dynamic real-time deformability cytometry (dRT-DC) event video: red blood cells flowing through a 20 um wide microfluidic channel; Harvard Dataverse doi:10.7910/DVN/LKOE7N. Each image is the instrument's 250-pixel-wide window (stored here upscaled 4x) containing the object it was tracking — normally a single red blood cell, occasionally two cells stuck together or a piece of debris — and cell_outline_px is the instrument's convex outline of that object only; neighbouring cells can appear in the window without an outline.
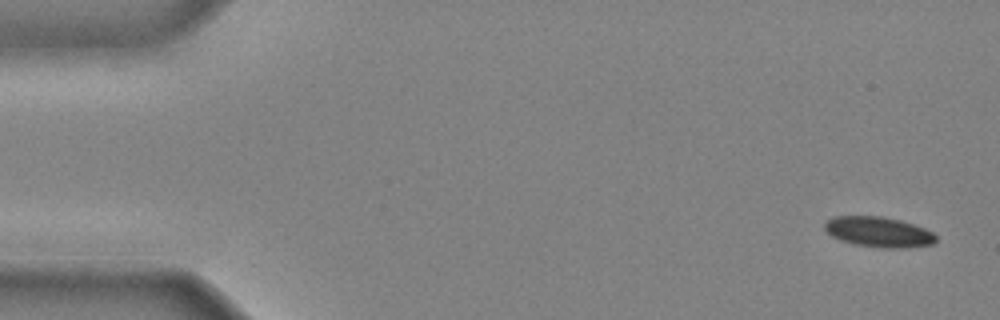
{"species": "common noctule bat (a hibernating species)", "species_latin": "Nyctalus noctula", "temperature_condition": "cold", "stored_images_in_passage": 42, "camera_frame_rate_fps": 3000, "um_per_image_px": 0.085, "animal": {"sex": "male", "body_mass_g": 20.4}, "frame": {"image": 1, "passage_image": 1, "time_ms": 0.0, "image_size_px": [1000, 320], "cell_outline_px": [[936, 240], [932, 244], [896, 248], [884, 248], [856, 244], [840, 240], [832, 236], [824, 228], [824, 224], [832, 216], [884, 216], [900, 220], [924, 228], [932, 232], [936, 236]], "centroid_in_image_um": [74.66, 19.7], "position_along_channel_um": 10.3, "area_um2": 19.42}}
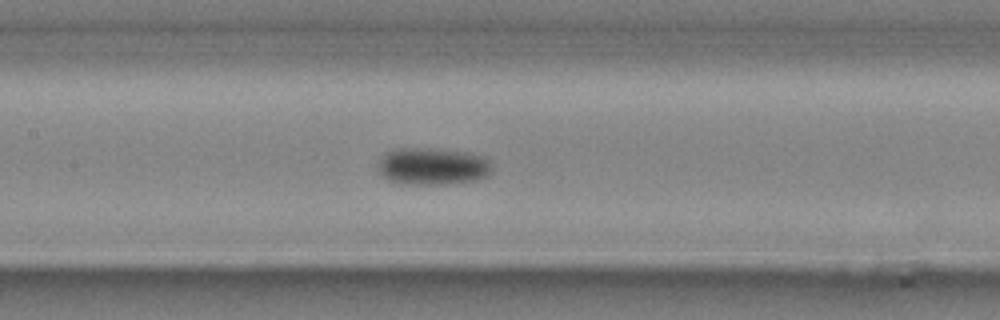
{"frame": {"image": 2, "passage_image": 20, "time_ms": 6.333, "image_size_px": [1000, 320], "cell_outline_px": [[492, 172], [488, 176], [476, 180], [444, 184], [408, 184], [388, 180], [380, 172], [380, 160], [388, 152], [396, 148], [440, 148], [468, 152], [488, 156], [492, 164]], "centroid_in_image_um": [36.88, 14.12], "position_along_channel_um": 170.5, "area_um2": 24.91}}
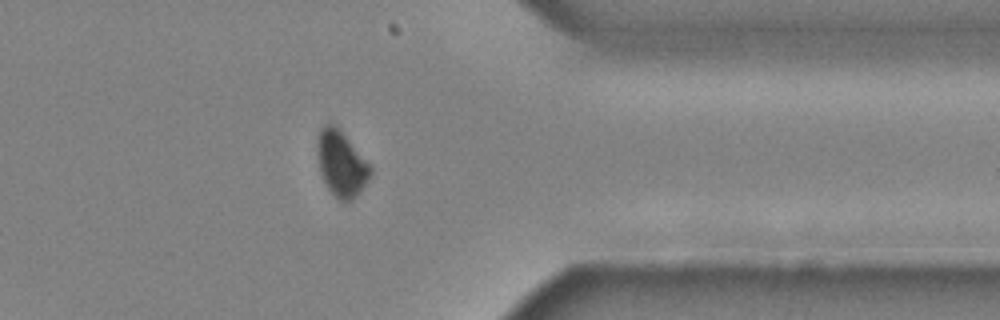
{"frame": {"image": 3, "passage_image": 35, "time_ms": 11.333, "image_size_px": [1000, 320], "cell_outline_px": [[372, 176], [356, 196], [352, 200], [344, 204], [328, 188], [320, 172], [316, 152], [316, 144], [320, 128], [324, 124], [332, 124], [348, 140], [372, 168]], "centroid_in_image_um": [28.99, 13.96], "position_along_channel_um": 382.4, "area_um2": 19.94}}